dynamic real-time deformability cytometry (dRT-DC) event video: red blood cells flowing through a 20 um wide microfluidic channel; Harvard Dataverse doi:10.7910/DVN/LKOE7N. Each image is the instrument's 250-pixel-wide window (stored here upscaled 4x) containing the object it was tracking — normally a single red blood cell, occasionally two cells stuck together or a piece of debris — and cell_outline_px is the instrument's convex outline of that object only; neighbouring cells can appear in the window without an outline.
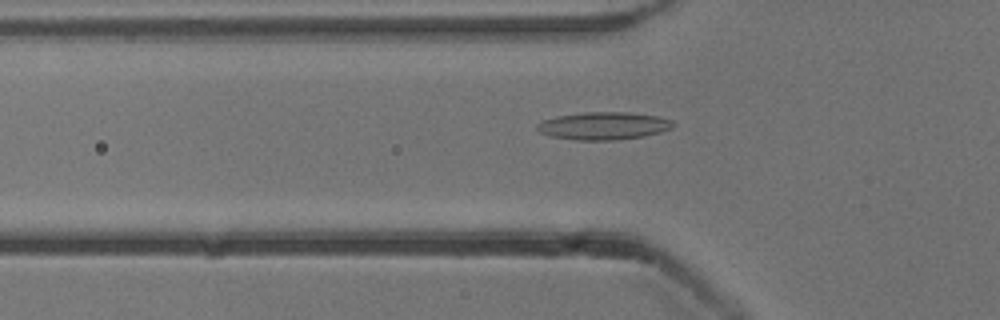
{"species": "common noctule bat (a hibernating species)", "species_latin": "Nyctalus noctula", "temperature_condition": "cold", "stored_images_in_passage": 53, "camera_frame_rate_fps": 3000, "um_per_image_px": 0.085, "animal": {"sex": "male", "body_mass_g": 13.3}, "frame": {"image": 1, "passage_image": 18, "time_ms": 5.667, "image_size_px": [1000, 320], "cell_outline_px": [[676, 124], [672, 128], [660, 132], [644, 136], [616, 140], [576, 140], [552, 136], [540, 132], [536, 128], [536, 124], [544, 120], [556, 116], [584, 112], [628, 112], [656, 116], [672, 120]], "centroid_in_image_um": [51.32, 10.69], "position_along_channel_um": 74.5, "area_um2": 21.91}}
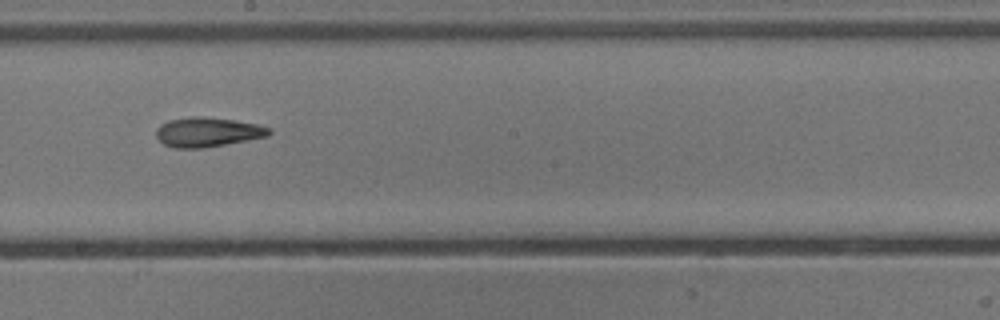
{"frame": {"image": 2, "passage_image": 30, "time_ms": 9.667, "image_size_px": [1000, 320], "cell_outline_px": [[272, 132], [268, 136], [248, 140], [204, 148], [172, 148], [164, 144], [156, 136], [156, 128], [160, 124], [168, 120], [188, 116], [200, 116], [236, 120], [256, 124], [272, 128]], "centroid_in_image_um": [17.64, 11.22], "position_along_channel_um": 230.6, "area_um2": 19.65}}
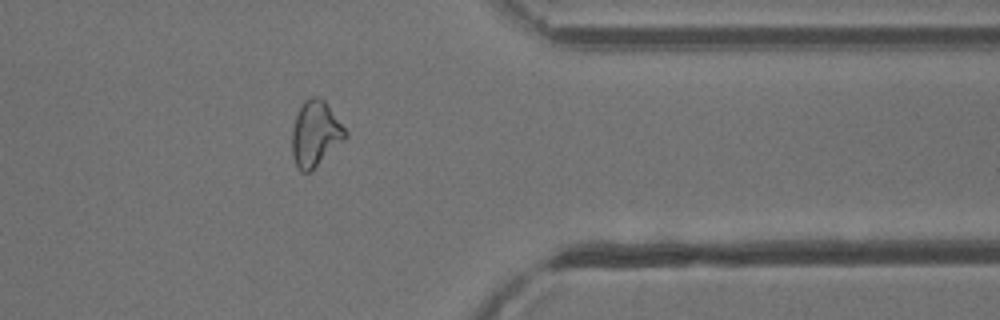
{"frame": {"image": 3, "passage_image": 43, "time_ms": 14.0, "image_size_px": [1000, 320], "cell_outline_px": [[348, 136], [312, 172], [300, 172], [292, 156], [292, 128], [296, 116], [304, 100], [312, 96], [320, 96], [324, 100], [348, 132]], "centroid_in_image_um": [26.81, 11.39], "position_along_channel_um": 384.6, "area_um2": 20.52}, "authors_computed_cell_mechanics": {"area_um2": 20.0566, "velocity_mm_per_s": 3.8635, "shape_relaxation_time_tau1_ms": null, "shape_relaxation_time_tau2_ms": 6.0427, "deformation_change_tau1": null, "deformation_change_tau2": 0.1674}}